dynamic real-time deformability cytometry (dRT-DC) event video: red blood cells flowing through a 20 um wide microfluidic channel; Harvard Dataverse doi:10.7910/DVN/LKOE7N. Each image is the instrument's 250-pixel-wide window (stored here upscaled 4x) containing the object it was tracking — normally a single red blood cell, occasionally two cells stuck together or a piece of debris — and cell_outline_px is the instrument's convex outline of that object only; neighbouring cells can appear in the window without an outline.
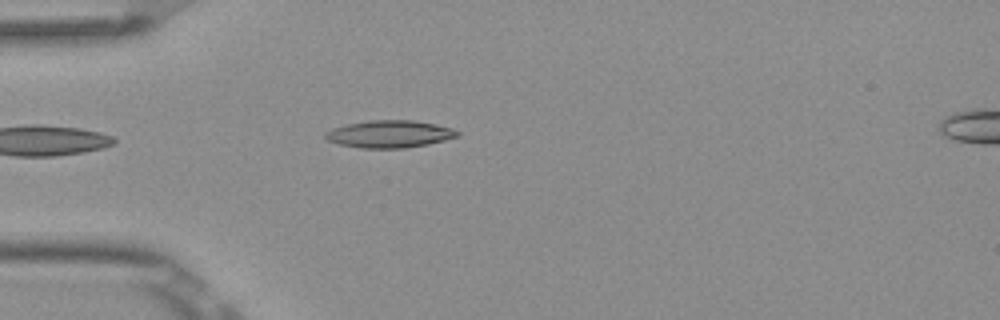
{"species": "Egyptian fruit bat (a non-hibernating species)", "species_latin": "Rousettus aegyptiacus", "temperature_condition": "room temperature", "stored_images_in_passage": 1, "camera_frame_rate_fps": 3000, "um_per_image_px": 0.085, "frame": {"image": 1, "passage_image": 1, "time_ms": 0.0, "image_size_px": [1000, 320], "cell_outline_px": [[460, 136], [428, 144], [404, 148], [360, 148], [340, 144], [328, 140], [324, 136], [324, 132], [332, 128], [348, 124], [368, 120], [412, 120], [436, 124], [452, 128], [460, 132]], "centroid_in_image_um": [33.12, 11.39], "position_along_channel_um": 51.9, "area_um2": 21.04}}